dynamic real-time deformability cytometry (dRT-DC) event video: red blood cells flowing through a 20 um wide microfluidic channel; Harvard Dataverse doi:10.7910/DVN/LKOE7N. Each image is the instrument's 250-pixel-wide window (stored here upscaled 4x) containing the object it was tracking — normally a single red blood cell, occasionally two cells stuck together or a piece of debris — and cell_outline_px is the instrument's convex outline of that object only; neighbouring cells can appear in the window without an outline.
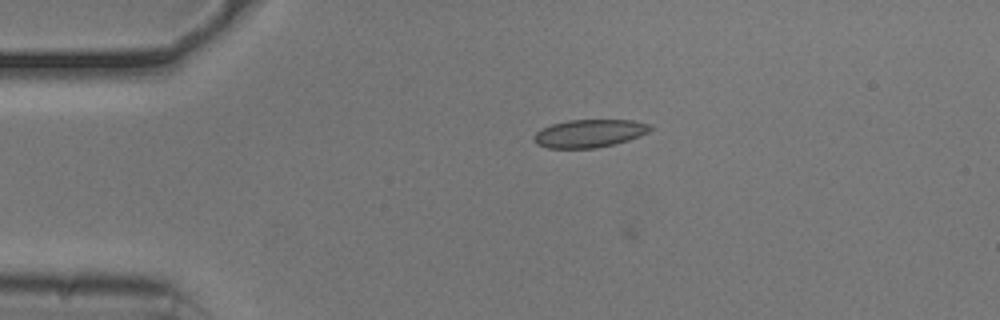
{"species": "common noctule bat (a hibernating species)", "species_latin": "Nyctalus noctula", "temperature_condition": "cold", "stored_images_in_passage": 18, "camera_frame_rate_fps": 3000, "um_per_image_px": 0.085, "animal": {"sex": "male", "body_mass_g": 20.5, "forearm_length_mm": 52.5}, "frame": {"image": 1, "passage_image": 16, "time_ms": 5.0, "image_size_px": [1000, 320], "cell_outline_px": [[652, 128], [648, 132], [628, 140], [596, 148], [548, 148], [536, 144], [532, 140], [532, 136], [536, 132], [552, 124], [568, 120], [632, 120], [652, 124]], "centroid_in_image_um": [50.07, 11.33], "position_along_channel_um": 34.9, "area_um2": 18.9}}